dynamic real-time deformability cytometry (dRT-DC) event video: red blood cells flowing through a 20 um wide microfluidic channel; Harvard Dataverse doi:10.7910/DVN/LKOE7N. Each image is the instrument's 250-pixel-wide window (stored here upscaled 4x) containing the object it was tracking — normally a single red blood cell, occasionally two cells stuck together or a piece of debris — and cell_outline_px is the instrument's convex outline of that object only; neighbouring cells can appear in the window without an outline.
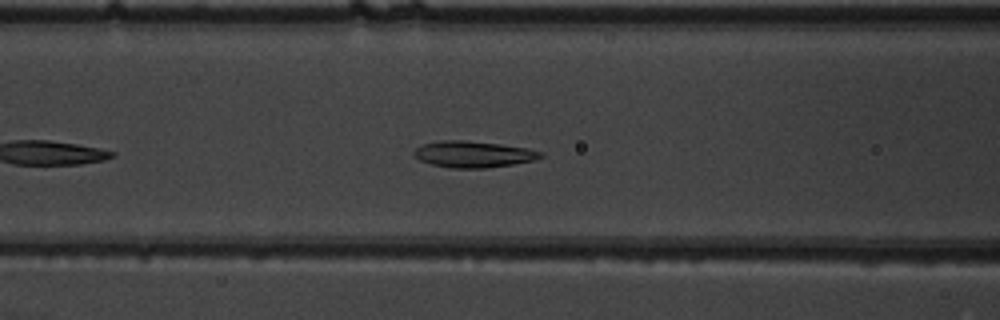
{"species": "common noctule bat (a hibernating species)", "species_latin": "Nyctalus noctula", "temperature_condition": "warm", "stored_images_in_passage": 30, "camera_frame_rate_fps": 3000, "um_per_image_px": 0.085, "animal": {"sex": "male", "body_mass_g": 19.5, "forearm_length_mm": 54.6}, "frame": {"image": 1, "passage_image": 9, "time_ms": 2.667, "image_size_px": [1000, 320], "cell_outline_px": [[544, 156], [532, 160], [512, 164], [484, 168], [452, 168], [432, 164], [420, 160], [412, 156], [412, 152], [416, 148], [424, 144], [440, 140], [464, 140], [500, 144], [528, 148], [544, 152]], "centroid_in_image_um": [40.21, 13.1], "position_along_channel_um": 126.4, "area_um2": 19.42}}
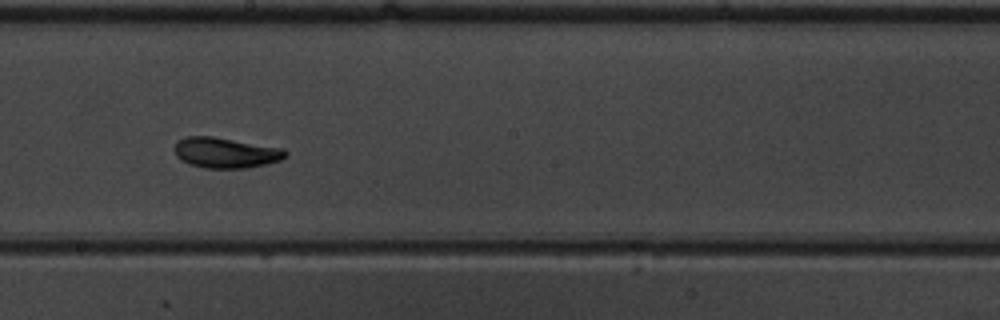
{"frame": {"image": 2, "passage_image": 17, "time_ms": 5.333, "image_size_px": [1000, 320], "cell_outline_px": [[288, 156], [280, 160], [248, 168], [204, 168], [180, 160], [176, 156], [172, 148], [176, 140], [184, 136], [212, 136], [284, 148], [288, 152]], "centroid_in_image_um": [19.15, 12.97], "position_along_channel_um": 229.1, "area_um2": 20.0}}
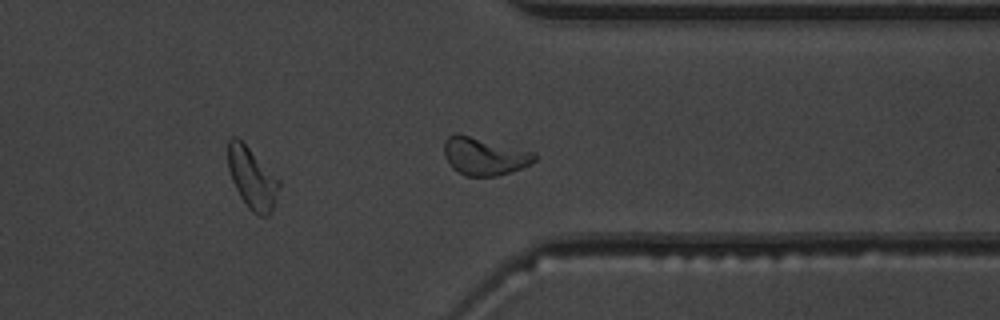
{"frame": {"image": 3, "passage_image": 28, "time_ms": 9.0, "image_size_px": [1000, 320], "cell_outline_px": [[280, 184], [272, 208], [268, 216], [260, 216], [252, 212], [248, 208], [240, 196], [232, 180], [228, 168], [228, 140], [232, 136], [236, 136], [280, 180]], "centroid_in_image_um": [21.41, 15.15], "position_along_channel_um": 390.0, "area_um2": 17.8}, "authors_computed_cell_mechanics": {"area_um2": 19.0451, "velocity_mm_per_s": 3.8574, "shape_relaxation_time_tau1_ms": 3.4628, "shape_relaxation_time_tau2_ms": 3.6547, "deformation_change_tau1": 0.147, "deformation_change_tau2": 0.0859}}